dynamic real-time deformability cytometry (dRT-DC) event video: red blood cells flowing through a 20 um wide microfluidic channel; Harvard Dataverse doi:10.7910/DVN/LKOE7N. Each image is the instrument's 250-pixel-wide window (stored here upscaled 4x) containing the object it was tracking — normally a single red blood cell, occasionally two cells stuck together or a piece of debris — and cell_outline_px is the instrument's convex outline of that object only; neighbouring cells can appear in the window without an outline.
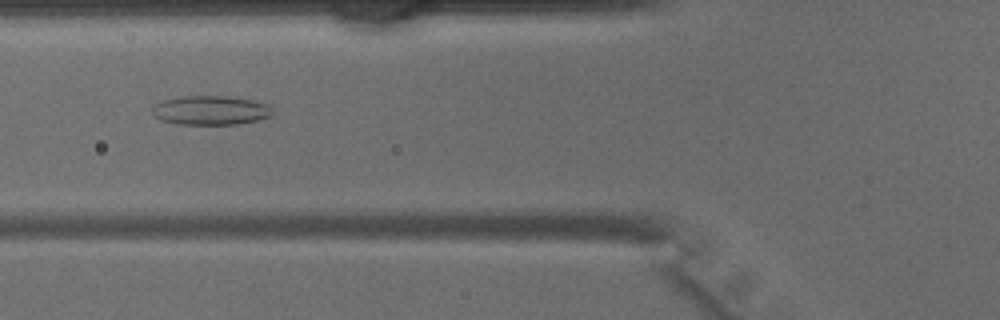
{"species": "common noctule bat (a hibernating species)", "species_latin": "Nyctalus noctula", "temperature_condition": "warm", "stored_images_in_passage": 33, "camera_frame_rate_fps": 3000, "um_per_image_px": 0.085, "animal": {"sex": "male", "body_mass_g": 15.6}, "frame": {"image": 1, "passage_image": 6, "time_ms": 1.667, "image_size_px": [1000, 320], "cell_outline_px": [[272, 116], [256, 120], [236, 124], [176, 124], [160, 120], [152, 112], [152, 108], [156, 104], [164, 100], [184, 96], [224, 96], [252, 100], [264, 104], [272, 108]], "centroid_in_image_um": [17.88, 9.38], "position_along_channel_um": 107.9, "area_um2": 20.17}}
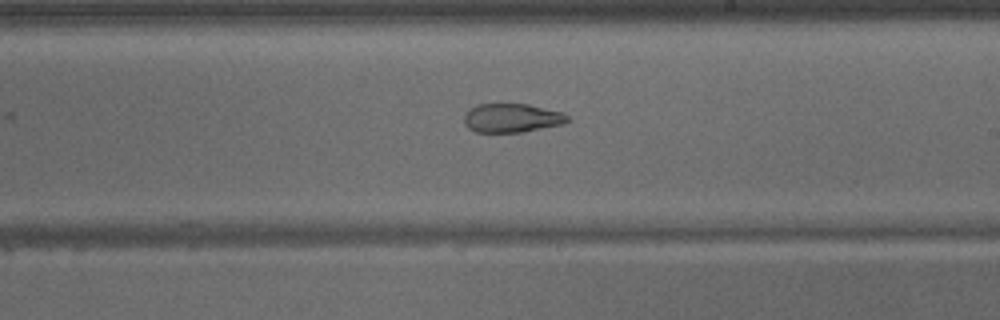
{"frame": {"image": 2, "passage_image": 15, "time_ms": 4.667, "image_size_px": [1000, 320], "cell_outline_px": [[572, 120], [564, 124], [520, 132], [476, 132], [468, 128], [464, 124], [464, 116], [476, 104], [528, 104], [560, 112], [568, 116]], "centroid_in_image_um": [43.51, 10.03], "position_along_channel_um": 245.5, "area_um2": 17.28}}
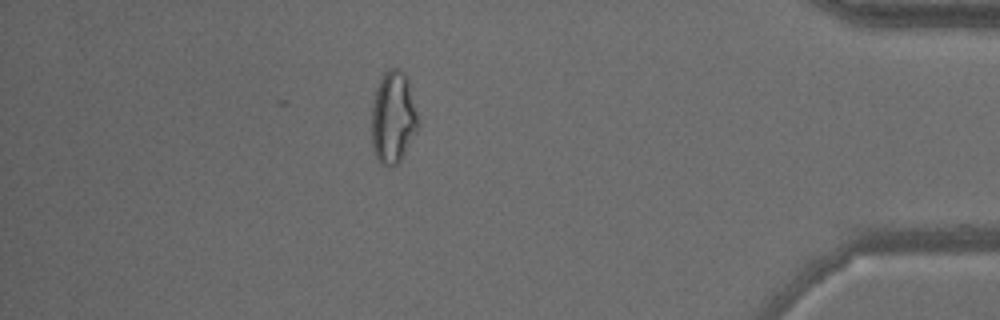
{"frame": {"image": 3, "passage_image": 28, "time_ms": 9.0, "image_size_px": [1000, 320], "cell_outline_px": [[420, 124], [416, 132], [400, 160], [396, 164], [388, 168], [380, 164], [376, 160], [372, 148], [372, 108], [376, 88], [384, 72], [388, 68], [400, 68], [408, 76]], "centroid_in_image_um": [33.42, 9.98], "position_along_channel_um": 401.8, "area_um2": 25.37}}